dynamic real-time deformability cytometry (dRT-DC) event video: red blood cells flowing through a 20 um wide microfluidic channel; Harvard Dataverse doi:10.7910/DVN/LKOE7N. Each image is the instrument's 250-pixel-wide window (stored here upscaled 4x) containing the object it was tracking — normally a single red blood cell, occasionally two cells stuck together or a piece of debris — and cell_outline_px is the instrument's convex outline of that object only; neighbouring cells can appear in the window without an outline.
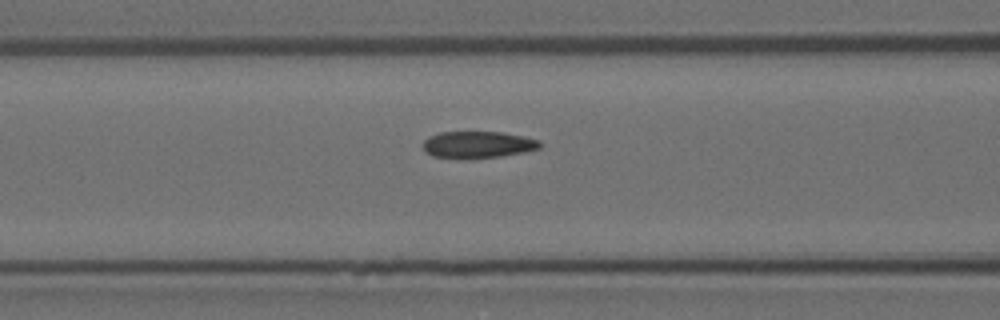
{"species": "Egyptian fruit bat (a non-hibernating species)", "species_latin": "Rousettus aegyptiacus", "temperature_condition": "room temperature", "stored_images_in_passage": 7, "camera_frame_rate_fps": 3000, "um_per_image_px": 0.085, "animal": {"sex": "female"}, "frame": {"image": 1, "passage_image": 7, "time_ms": 2.0, "image_size_px": [1000, 320], "cell_outline_px": [[540, 148], [524, 152], [500, 156], [460, 160], [456, 160], [432, 156], [424, 152], [420, 144], [428, 136], [440, 132], [504, 132], [524, 136], [540, 140]], "centroid_in_image_um": [40.53, 12.31], "position_along_channel_um": 126.1, "area_um2": 18.84}}